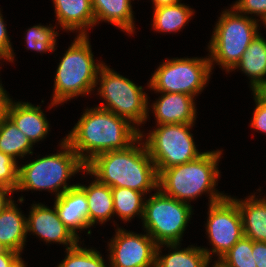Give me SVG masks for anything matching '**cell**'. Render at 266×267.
Instances as JSON below:
<instances>
[{"label":"cell","mask_w":266,"mask_h":267,"mask_svg":"<svg viewBox=\"0 0 266 267\" xmlns=\"http://www.w3.org/2000/svg\"><path fill=\"white\" fill-rule=\"evenodd\" d=\"M144 135L140 130V137L124 150L96 155L85 165L84 173L110 188L125 187L145 195L157 190L159 175L143 141Z\"/></svg>","instance_id":"6da1fadb"},{"label":"cell","mask_w":266,"mask_h":267,"mask_svg":"<svg viewBox=\"0 0 266 267\" xmlns=\"http://www.w3.org/2000/svg\"><path fill=\"white\" fill-rule=\"evenodd\" d=\"M140 137V130L126 119L98 107L85 109L63 139L86 165L96 155L124 150Z\"/></svg>","instance_id":"7a4b0ae2"},{"label":"cell","mask_w":266,"mask_h":267,"mask_svg":"<svg viewBox=\"0 0 266 267\" xmlns=\"http://www.w3.org/2000/svg\"><path fill=\"white\" fill-rule=\"evenodd\" d=\"M222 150L207 151L197 159L164 169L158 178V188L167 196L188 203L206 192L209 204L223 199L226 194L215 189L220 171L218 163ZM217 183V184H216Z\"/></svg>","instance_id":"3957f363"},{"label":"cell","mask_w":266,"mask_h":267,"mask_svg":"<svg viewBox=\"0 0 266 267\" xmlns=\"http://www.w3.org/2000/svg\"><path fill=\"white\" fill-rule=\"evenodd\" d=\"M93 57L89 36L77 35L56 69L49 109L95 90L99 70L105 63H95Z\"/></svg>","instance_id":"277c9868"},{"label":"cell","mask_w":266,"mask_h":267,"mask_svg":"<svg viewBox=\"0 0 266 267\" xmlns=\"http://www.w3.org/2000/svg\"><path fill=\"white\" fill-rule=\"evenodd\" d=\"M59 145L62 150L59 153L38 157L18 166V185L15 191L48 190L54 192L56 198L77 185H67V180L78 172H84L85 164L64 139Z\"/></svg>","instance_id":"5b68a950"},{"label":"cell","mask_w":266,"mask_h":267,"mask_svg":"<svg viewBox=\"0 0 266 267\" xmlns=\"http://www.w3.org/2000/svg\"><path fill=\"white\" fill-rule=\"evenodd\" d=\"M253 18L238 13L232 6L222 12L208 43L211 70L216 63L229 73L237 65L259 33V20Z\"/></svg>","instance_id":"8992f818"},{"label":"cell","mask_w":266,"mask_h":267,"mask_svg":"<svg viewBox=\"0 0 266 267\" xmlns=\"http://www.w3.org/2000/svg\"><path fill=\"white\" fill-rule=\"evenodd\" d=\"M109 67V68H108ZM98 95L103 98V103L98 107L109 110L120 116L136 128L144 124L149 116L148 94L143 92L142 86H137L129 78L115 72L110 66L103 65L98 73Z\"/></svg>","instance_id":"52a82bcc"},{"label":"cell","mask_w":266,"mask_h":267,"mask_svg":"<svg viewBox=\"0 0 266 267\" xmlns=\"http://www.w3.org/2000/svg\"><path fill=\"white\" fill-rule=\"evenodd\" d=\"M192 206L165 195L159 188L145 199L142 219L144 231L157 245L181 243Z\"/></svg>","instance_id":"ba28073f"},{"label":"cell","mask_w":266,"mask_h":267,"mask_svg":"<svg viewBox=\"0 0 266 267\" xmlns=\"http://www.w3.org/2000/svg\"><path fill=\"white\" fill-rule=\"evenodd\" d=\"M209 55L167 58L152 74L148 86L158 93H184L196 97L206 87L211 73Z\"/></svg>","instance_id":"9c48e42d"},{"label":"cell","mask_w":266,"mask_h":267,"mask_svg":"<svg viewBox=\"0 0 266 267\" xmlns=\"http://www.w3.org/2000/svg\"><path fill=\"white\" fill-rule=\"evenodd\" d=\"M194 124H163L147 133L145 145L158 175L169 167L197 159L199 152L190 132Z\"/></svg>","instance_id":"30bf717a"},{"label":"cell","mask_w":266,"mask_h":267,"mask_svg":"<svg viewBox=\"0 0 266 267\" xmlns=\"http://www.w3.org/2000/svg\"><path fill=\"white\" fill-rule=\"evenodd\" d=\"M206 232L212 251L206 247L202 249L209 260L214 254L219 260L244 236L241 213L233 197L226 195L209 204Z\"/></svg>","instance_id":"8fae6325"},{"label":"cell","mask_w":266,"mask_h":267,"mask_svg":"<svg viewBox=\"0 0 266 267\" xmlns=\"http://www.w3.org/2000/svg\"><path fill=\"white\" fill-rule=\"evenodd\" d=\"M108 243V267H155L157 244L146 234L117 227Z\"/></svg>","instance_id":"7c38bea8"},{"label":"cell","mask_w":266,"mask_h":267,"mask_svg":"<svg viewBox=\"0 0 266 267\" xmlns=\"http://www.w3.org/2000/svg\"><path fill=\"white\" fill-rule=\"evenodd\" d=\"M27 234L33 233L46 243L56 242L66 245V249L75 246L79 239L60 220L55 206L49 208L45 204L35 203L31 206L26 218Z\"/></svg>","instance_id":"4fadbf2b"},{"label":"cell","mask_w":266,"mask_h":267,"mask_svg":"<svg viewBox=\"0 0 266 267\" xmlns=\"http://www.w3.org/2000/svg\"><path fill=\"white\" fill-rule=\"evenodd\" d=\"M160 95L152 103L156 125L195 124L197 109L194 99L196 98L184 93H160Z\"/></svg>","instance_id":"5bb4252c"},{"label":"cell","mask_w":266,"mask_h":267,"mask_svg":"<svg viewBox=\"0 0 266 267\" xmlns=\"http://www.w3.org/2000/svg\"><path fill=\"white\" fill-rule=\"evenodd\" d=\"M60 220L79 239L78 230L90 228L88 201L85 192L76 185L54 199Z\"/></svg>","instance_id":"9a60e30c"},{"label":"cell","mask_w":266,"mask_h":267,"mask_svg":"<svg viewBox=\"0 0 266 267\" xmlns=\"http://www.w3.org/2000/svg\"><path fill=\"white\" fill-rule=\"evenodd\" d=\"M8 117L34 145L40 140L46 139L50 131L49 121L41 110V106H34L30 102L12 101Z\"/></svg>","instance_id":"2e32d148"},{"label":"cell","mask_w":266,"mask_h":267,"mask_svg":"<svg viewBox=\"0 0 266 267\" xmlns=\"http://www.w3.org/2000/svg\"><path fill=\"white\" fill-rule=\"evenodd\" d=\"M56 19L65 31L87 35L89 27H94L95 17L91 0H52Z\"/></svg>","instance_id":"e0dca14e"},{"label":"cell","mask_w":266,"mask_h":267,"mask_svg":"<svg viewBox=\"0 0 266 267\" xmlns=\"http://www.w3.org/2000/svg\"><path fill=\"white\" fill-rule=\"evenodd\" d=\"M241 70L250 79L252 92L266 90V39L258 33L251 41L241 60L230 71Z\"/></svg>","instance_id":"ac0fdd59"},{"label":"cell","mask_w":266,"mask_h":267,"mask_svg":"<svg viewBox=\"0 0 266 267\" xmlns=\"http://www.w3.org/2000/svg\"><path fill=\"white\" fill-rule=\"evenodd\" d=\"M242 218L244 236L253 241L266 242V197L251 194L244 200L233 198Z\"/></svg>","instance_id":"d6986e66"},{"label":"cell","mask_w":266,"mask_h":267,"mask_svg":"<svg viewBox=\"0 0 266 267\" xmlns=\"http://www.w3.org/2000/svg\"><path fill=\"white\" fill-rule=\"evenodd\" d=\"M95 25L109 22L128 34H134V15L129 0H91Z\"/></svg>","instance_id":"ffe728a7"},{"label":"cell","mask_w":266,"mask_h":267,"mask_svg":"<svg viewBox=\"0 0 266 267\" xmlns=\"http://www.w3.org/2000/svg\"><path fill=\"white\" fill-rule=\"evenodd\" d=\"M14 202L0 213V243L21 254L27 237L26 217Z\"/></svg>","instance_id":"44dd1931"},{"label":"cell","mask_w":266,"mask_h":267,"mask_svg":"<svg viewBox=\"0 0 266 267\" xmlns=\"http://www.w3.org/2000/svg\"><path fill=\"white\" fill-rule=\"evenodd\" d=\"M86 194L88 201V221L91 226L103 224L114 217L113 195L111 188L96 178L90 185L77 184Z\"/></svg>","instance_id":"7402d4cb"},{"label":"cell","mask_w":266,"mask_h":267,"mask_svg":"<svg viewBox=\"0 0 266 267\" xmlns=\"http://www.w3.org/2000/svg\"><path fill=\"white\" fill-rule=\"evenodd\" d=\"M166 246L169 253L161 255V248ZM180 243L161 244L156 249V266L155 267H210V261L206 252L197 246H188L180 249ZM171 248V249H170Z\"/></svg>","instance_id":"603a6c76"},{"label":"cell","mask_w":266,"mask_h":267,"mask_svg":"<svg viewBox=\"0 0 266 267\" xmlns=\"http://www.w3.org/2000/svg\"><path fill=\"white\" fill-rule=\"evenodd\" d=\"M193 15L194 10L183 3L161 6L154 9L152 27L158 33H176L185 28Z\"/></svg>","instance_id":"cb8c5ba5"},{"label":"cell","mask_w":266,"mask_h":267,"mask_svg":"<svg viewBox=\"0 0 266 267\" xmlns=\"http://www.w3.org/2000/svg\"><path fill=\"white\" fill-rule=\"evenodd\" d=\"M33 145L9 117L0 122V152L16 160L17 157L23 158L27 154L33 155Z\"/></svg>","instance_id":"d4e9b609"},{"label":"cell","mask_w":266,"mask_h":267,"mask_svg":"<svg viewBox=\"0 0 266 267\" xmlns=\"http://www.w3.org/2000/svg\"><path fill=\"white\" fill-rule=\"evenodd\" d=\"M113 195L114 215L124 221H131L136 215L143 217L145 194L130 188H111ZM144 197V198H143Z\"/></svg>","instance_id":"484cf974"},{"label":"cell","mask_w":266,"mask_h":267,"mask_svg":"<svg viewBox=\"0 0 266 267\" xmlns=\"http://www.w3.org/2000/svg\"><path fill=\"white\" fill-rule=\"evenodd\" d=\"M76 244L66 249L65 258L57 265V267H107L105 260L96 249H87Z\"/></svg>","instance_id":"4316f807"},{"label":"cell","mask_w":266,"mask_h":267,"mask_svg":"<svg viewBox=\"0 0 266 267\" xmlns=\"http://www.w3.org/2000/svg\"><path fill=\"white\" fill-rule=\"evenodd\" d=\"M56 25L53 27L51 25H35L27 29L26 33V49L33 51H38L40 53L55 51L56 47V37H58V32L55 31Z\"/></svg>","instance_id":"83f0119b"},{"label":"cell","mask_w":266,"mask_h":267,"mask_svg":"<svg viewBox=\"0 0 266 267\" xmlns=\"http://www.w3.org/2000/svg\"><path fill=\"white\" fill-rule=\"evenodd\" d=\"M253 240L243 236L218 261L225 267H257L252 256Z\"/></svg>","instance_id":"f1b7e54d"},{"label":"cell","mask_w":266,"mask_h":267,"mask_svg":"<svg viewBox=\"0 0 266 267\" xmlns=\"http://www.w3.org/2000/svg\"><path fill=\"white\" fill-rule=\"evenodd\" d=\"M18 161L0 152V186L15 191L18 185Z\"/></svg>","instance_id":"f546056e"},{"label":"cell","mask_w":266,"mask_h":267,"mask_svg":"<svg viewBox=\"0 0 266 267\" xmlns=\"http://www.w3.org/2000/svg\"><path fill=\"white\" fill-rule=\"evenodd\" d=\"M254 95L255 109L253 111L250 126L261 133L266 134V92H252Z\"/></svg>","instance_id":"4dcf8cb0"},{"label":"cell","mask_w":266,"mask_h":267,"mask_svg":"<svg viewBox=\"0 0 266 267\" xmlns=\"http://www.w3.org/2000/svg\"><path fill=\"white\" fill-rule=\"evenodd\" d=\"M233 4L232 7L240 14H253L260 18L259 21L266 20V0H238Z\"/></svg>","instance_id":"1f68e13d"},{"label":"cell","mask_w":266,"mask_h":267,"mask_svg":"<svg viewBox=\"0 0 266 267\" xmlns=\"http://www.w3.org/2000/svg\"><path fill=\"white\" fill-rule=\"evenodd\" d=\"M2 16L0 10V56L3 60L13 63L15 53L13 52L14 50L11 46L10 37L8 36L6 24Z\"/></svg>","instance_id":"d6a6232c"},{"label":"cell","mask_w":266,"mask_h":267,"mask_svg":"<svg viewBox=\"0 0 266 267\" xmlns=\"http://www.w3.org/2000/svg\"><path fill=\"white\" fill-rule=\"evenodd\" d=\"M252 256L257 267H266V242L253 241Z\"/></svg>","instance_id":"836d02e7"},{"label":"cell","mask_w":266,"mask_h":267,"mask_svg":"<svg viewBox=\"0 0 266 267\" xmlns=\"http://www.w3.org/2000/svg\"><path fill=\"white\" fill-rule=\"evenodd\" d=\"M12 101L0 82V122L8 117V110Z\"/></svg>","instance_id":"e575fe53"},{"label":"cell","mask_w":266,"mask_h":267,"mask_svg":"<svg viewBox=\"0 0 266 267\" xmlns=\"http://www.w3.org/2000/svg\"><path fill=\"white\" fill-rule=\"evenodd\" d=\"M21 254L6 249L3 253H0V267H12V265L21 257Z\"/></svg>","instance_id":"d590c367"},{"label":"cell","mask_w":266,"mask_h":267,"mask_svg":"<svg viewBox=\"0 0 266 267\" xmlns=\"http://www.w3.org/2000/svg\"><path fill=\"white\" fill-rule=\"evenodd\" d=\"M14 192V190L8 187L0 186V213L3 212L12 201H14L10 196Z\"/></svg>","instance_id":"8d00e7d4"},{"label":"cell","mask_w":266,"mask_h":267,"mask_svg":"<svg viewBox=\"0 0 266 267\" xmlns=\"http://www.w3.org/2000/svg\"><path fill=\"white\" fill-rule=\"evenodd\" d=\"M181 0H152L154 9L161 6L175 5L180 3Z\"/></svg>","instance_id":"74e56055"},{"label":"cell","mask_w":266,"mask_h":267,"mask_svg":"<svg viewBox=\"0 0 266 267\" xmlns=\"http://www.w3.org/2000/svg\"><path fill=\"white\" fill-rule=\"evenodd\" d=\"M24 261L22 260V257H20L13 265L12 267H26Z\"/></svg>","instance_id":"f35d334b"},{"label":"cell","mask_w":266,"mask_h":267,"mask_svg":"<svg viewBox=\"0 0 266 267\" xmlns=\"http://www.w3.org/2000/svg\"><path fill=\"white\" fill-rule=\"evenodd\" d=\"M212 267H225L222 263H220L218 260H214V264H212Z\"/></svg>","instance_id":"ab89813d"},{"label":"cell","mask_w":266,"mask_h":267,"mask_svg":"<svg viewBox=\"0 0 266 267\" xmlns=\"http://www.w3.org/2000/svg\"><path fill=\"white\" fill-rule=\"evenodd\" d=\"M7 248L2 244L0 243V253H3Z\"/></svg>","instance_id":"60d3db41"}]
</instances>
